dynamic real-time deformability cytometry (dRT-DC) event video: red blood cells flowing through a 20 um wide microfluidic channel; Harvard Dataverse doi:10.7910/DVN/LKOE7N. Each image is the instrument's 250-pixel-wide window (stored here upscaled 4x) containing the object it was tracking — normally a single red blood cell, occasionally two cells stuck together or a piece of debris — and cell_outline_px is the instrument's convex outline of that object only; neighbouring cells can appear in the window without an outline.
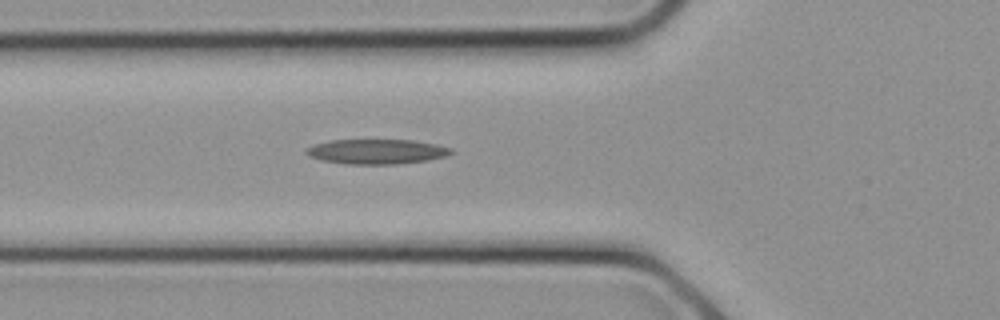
{"species": "common noctule bat (a hibernating species)", "species_latin": "Nyctalus noctula", "temperature_condition": "cold", "stored_images_in_passage": 9, "camera_frame_rate_fps": 3000, "um_per_image_px": 0.085, "animal": {"sex": "female", "body_mass_g": 21.9}, "frame": {"image": 1, "passage_image": 9, "time_ms": 2.667, "image_size_px": [1000, 320], "cell_outline_px": [[456, 152], [444, 156], [428, 160], [396, 164], [348, 164], [320, 160], [308, 156], [304, 152], [304, 148], [312, 144], [332, 140], [412, 140], [436, 144], [452, 148]], "centroid_in_image_um": [31.97, 12.88], "position_along_channel_um": 93.8, "area_um2": 21.15}}